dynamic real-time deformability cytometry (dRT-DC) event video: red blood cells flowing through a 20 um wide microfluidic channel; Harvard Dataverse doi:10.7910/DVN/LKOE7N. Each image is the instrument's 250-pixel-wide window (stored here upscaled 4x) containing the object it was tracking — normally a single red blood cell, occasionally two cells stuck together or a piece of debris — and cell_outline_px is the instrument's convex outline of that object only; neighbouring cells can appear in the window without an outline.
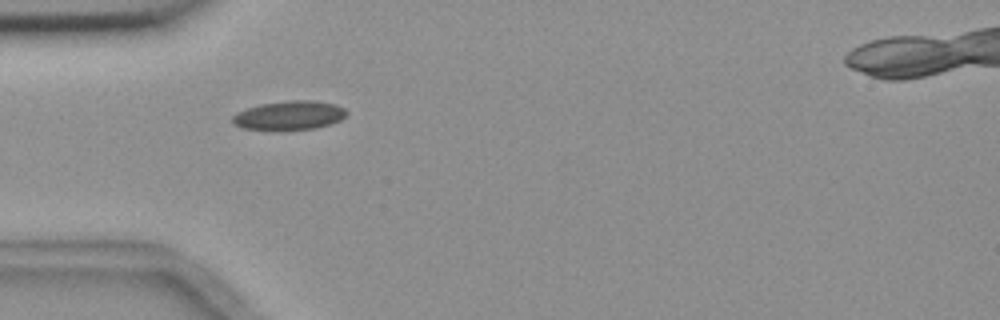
{"species": "common noctule bat (a hibernating species)", "species_latin": "Nyctalus noctula", "temperature_condition": "room temperature", "stored_images_in_passage": 13, "camera_frame_rate_fps": 3000, "um_per_image_px": 0.085, "animal": {"sex": "female", "body_mass_g": 18.4}, "frame": {"image": 1, "passage_image": 4, "time_ms": 4.333, "image_size_px": [1000, 320], "cell_outline_px": [[348, 112], [340, 120], [332, 124], [316, 128], [284, 132], [244, 128], [232, 124], [232, 116], [236, 112], [260, 104], [288, 100], [312, 100], [336, 104], [344, 108]], "centroid_in_image_um": [24.58, 9.83], "position_along_channel_um": 60.4, "area_um2": 19.88}}
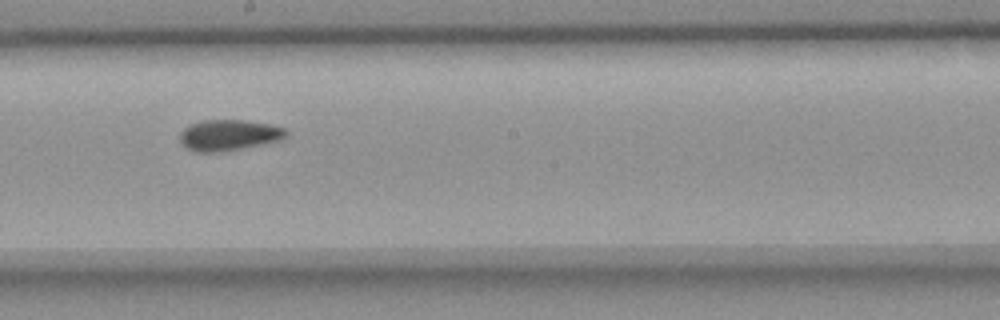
{"frame": {"image": 2, "passage_image": 8, "time_ms": 9.0, "image_size_px": [1000, 320], "cell_outline_px": [[288, 136], [280, 140], [220, 152], [196, 152], [188, 148], [180, 140], [180, 132], [188, 124], [204, 120], [244, 120], [268, 124], [284, 128], [288, 132]], "centroid_in_image_um": [19.44, 11.47], "position_along_channel_um": 228.8, "area_um2": 18.96}}
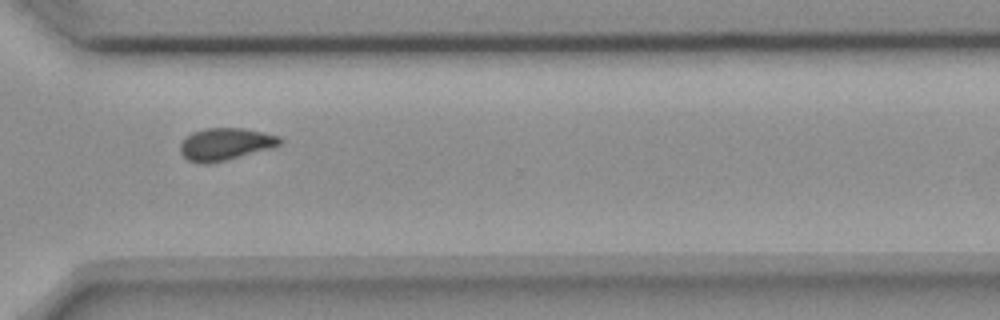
{"frame": {"image": 3, "passage_image": 11, "time_ms": 12.333, "image_size_px": [1000, 320], "cell_outline_px": [[280, 144], [268, 148], [224, 160], [208, 164], [200, 164], [188, 160], [180, 152], [180, 144], [184, 136], [192, 132], [208, 128], [244, 128], [280, 136]], "centroid_in_image_um": [19.07, 12.24], "position_along_channel_um": 351.5, "area_um2": 18.44}, "authors_computed_cell_mechanics": {"area_um2": 18.9584, "velocity_mm_per_s": 3.6652, "shape_relaxation_time_tau1_ms": null, "shape_relaxation_time_tau2_ms": 4.0196, "deformation_change_tau1": null, "deformation_change_tau2": 0.0445}}